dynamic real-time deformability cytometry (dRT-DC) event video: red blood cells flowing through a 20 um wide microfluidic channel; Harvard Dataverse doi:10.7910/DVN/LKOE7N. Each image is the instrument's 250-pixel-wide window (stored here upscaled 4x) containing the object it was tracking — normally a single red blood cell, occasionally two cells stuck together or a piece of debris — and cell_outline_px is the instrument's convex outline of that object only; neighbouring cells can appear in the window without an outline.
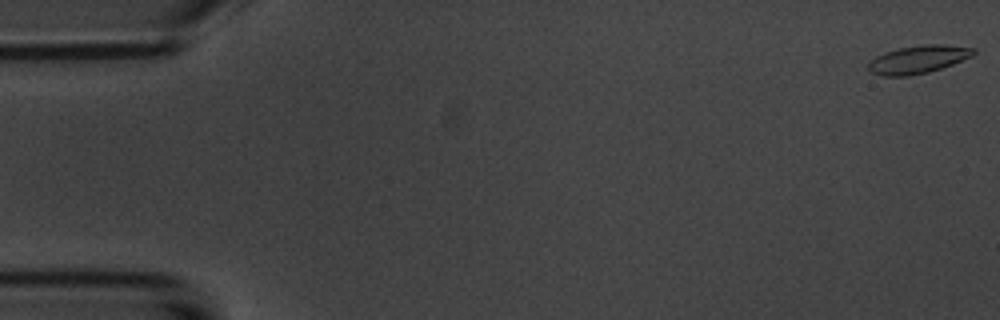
{"species": "common noctule bat (a hibernating species)", "species_latin": "Nyctalus noctula", "temperature_condition": "room temperature", "stored_images_in_passage": 6, "camera_frame_rate_fps": 3000, "um_per_image_px": 0.085, "animal": {"sex": "male", "body_mass_g": 20.1, "forearm_length_mm": 53.5}, "frame": {"image": 1, "passage_image": 1, "time_ms": 0.0, "image_size_px": [1000, 320], "cell_outline_px": [[976, 52], [972, 56], [952, 64], [928, 72], [908, 76], [884, 76], [872, 72], [868, 68], [868, 64], [876, 56], [884, 52], [900, 48], [924, 44], [944, 44], [976, 48]], "centroid_in_image_um": [78.07, 5.04], "position_along_channel_um": 6.9, "area_um2": 16.99}}
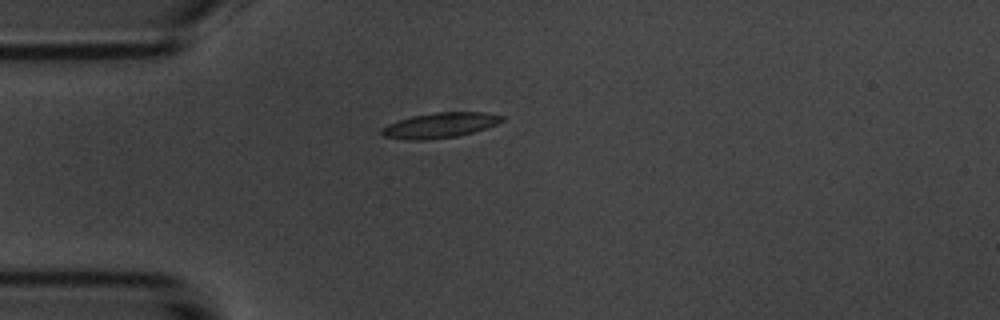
{"frame": {"image": 2, "passage_image": 5, "time_ms": 4.667, "image_size_px": [1000, 320], "cell_outline_px": [[504, 120], [496, 124], [472, 132], [456, 136], [428, 140], [404, 140], [384, 136], [380, 132], [380, 128], [388, 124], [412, 116], [436, 112], [484, 112], [504, 116]], "centroid_in_image_um": [37.36, 10.65], "position_along_channel_um": 47.6, "area_um2": 17.57}}